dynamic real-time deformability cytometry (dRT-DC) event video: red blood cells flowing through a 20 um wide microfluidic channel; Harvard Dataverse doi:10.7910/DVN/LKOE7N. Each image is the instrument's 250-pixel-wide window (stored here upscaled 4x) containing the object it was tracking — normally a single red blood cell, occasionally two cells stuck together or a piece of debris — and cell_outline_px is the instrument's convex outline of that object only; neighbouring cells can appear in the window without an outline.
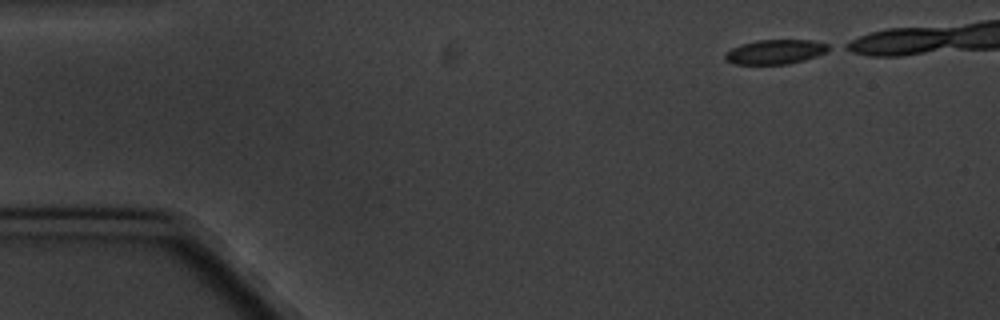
{"species": "common noctule bat (a hibernating species)", "species_latin": "Nyctalus noctula", "temperature_condition": "cold", "stored_images_in_passage": 4, "camera_frame_rate_fps": 3000, "um_per_image_px": 0.085, "animal": {"sex": "male", "body_mass_g": 20.1, "forearm_length_mm": 53.5}, "frame": {"image": 1, "passage_image": 1, "time_ms": 0.0, "image_size_px": [1000, 320], "cell_outline_px": [[836, 48], [828, 52], [804, 60], [788, 64], [732, 64], [724, 60], [724, 56], [732, 48], [740, 44], [756, 40], [812, 40], [828, 44]], "centroid_in_image_um": [65.95, 4.4], "position_along_channel_um": 19.0, "area_um2": 15.03}}